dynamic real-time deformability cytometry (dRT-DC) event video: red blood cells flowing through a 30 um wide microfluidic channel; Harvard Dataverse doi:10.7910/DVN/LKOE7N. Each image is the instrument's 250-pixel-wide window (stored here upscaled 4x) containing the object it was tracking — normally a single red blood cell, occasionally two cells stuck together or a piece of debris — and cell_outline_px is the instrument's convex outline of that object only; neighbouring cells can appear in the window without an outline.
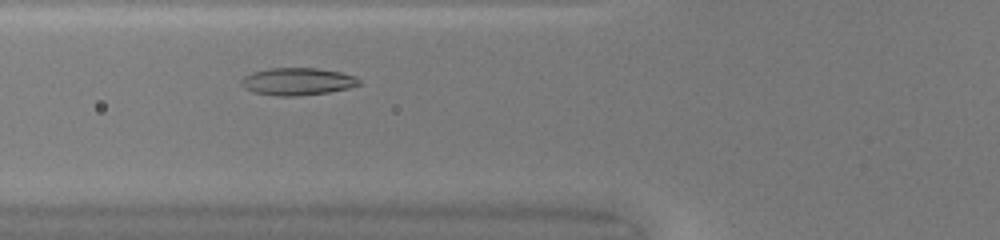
{"species": "common noctule bat (a hibernating species)", "species_latin": "Nyctalus noctula", "temperature_condition": "warm", "stored_images_in_passage": 38, "camera_frame_rate_fps": 3000, "um_per_image_px": 0.085, "animal": {"sex": "female", "body_mass_g": 20.0, "forearm_length_mm": 54.0}, "frame": {"image": 1, "passage_image": 8, "time_ms": 2.333, "image_size_px": [1000, 240], "cell_outline_px": [[360, 84], [348, 88], [328, 92], [296, 96], [276, 96], [252, 92], [244, 88], [240, 84], [240, 80], [244, 76], [252, 72], [268, 68], [316, 68], [340, 72], [356, 76], [360, 80]], "centroid_in_image_um": [25.24, 6.93], "position_along_channel_um": 100.6, "area_um2": 18.9}}
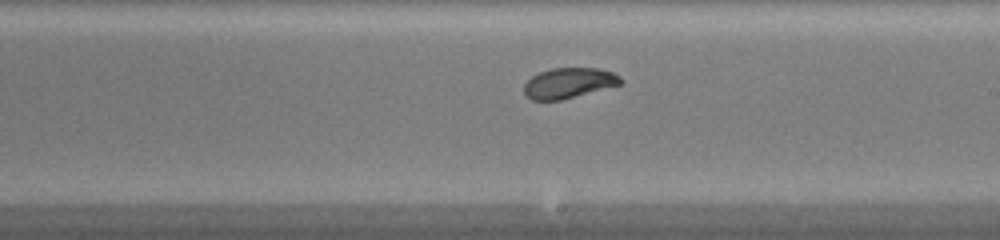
{"frame": {"image": 2, "passage_image": 18, "time_ms": 5.667, "image_size_px": [1000, 240], "cell_outline_px": [[624, 80], [620, 84], [560, 100], [532, 100], [524, 92], [524, 84], [532, 76], [540, 72], [552, 68], [596, 68], [612, 72], [620, 76]], "centroid_in_image_um": [48.34, 7.04], "position_along_channel_um": 240.7, "area_um2": 16.82}}
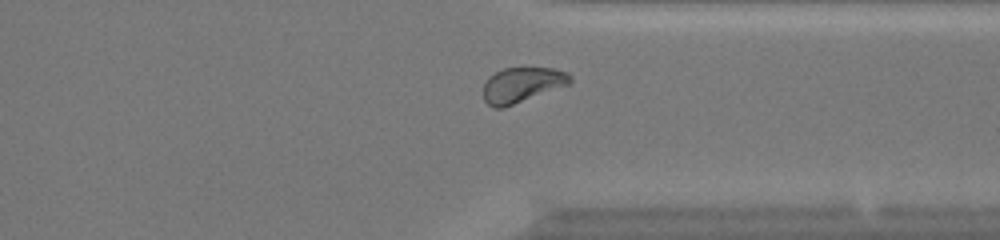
{"frame": {"image": 3, "passage_image": 27, "time_ms": 8.667, "image_size_px": [1000, 240], "cell_outline_px": [[572, 80], [568, 84], [504, 108], [492, 108], [484, 100], [484, 84], [488, 76], [504, 68], [552, 68], [568, 72], [572, 76]], "centroid_in_image_um": [44.35, 7.21], "position_along_channel_um": 367.0, "area_um2": 17.69}, "authors_computed_cell_mechanics": {"area_um2": 18.0336, "velocity_mm_per_s": 4.2163, "shape_relaxation_time_tau1_ms": 4.6885, "shape_relaxation_time_tau2_ms": 0.8482, "deformation_change_tau1": 0.1474, "deformation_change_tau2": 0.0414}}